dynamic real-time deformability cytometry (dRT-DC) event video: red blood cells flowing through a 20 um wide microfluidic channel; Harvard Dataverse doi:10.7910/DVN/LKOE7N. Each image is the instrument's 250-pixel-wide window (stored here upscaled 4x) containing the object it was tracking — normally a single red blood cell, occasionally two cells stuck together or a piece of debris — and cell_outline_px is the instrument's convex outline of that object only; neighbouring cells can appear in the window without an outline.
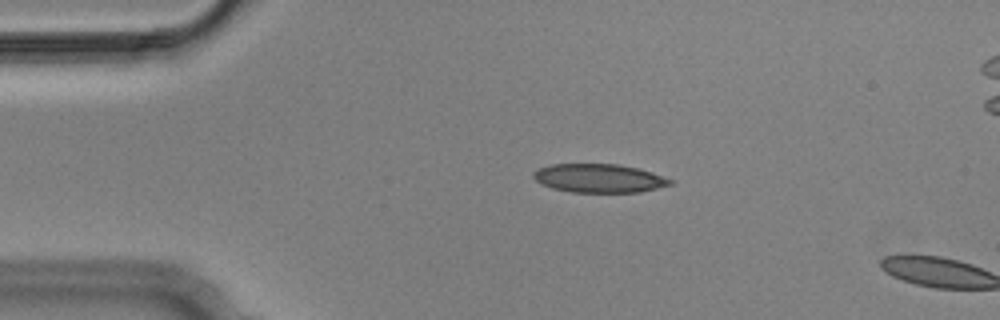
{"species": "Egyptian fruit bat (a non-hibernating species)", "species_latin": "Rousettus aegyptiacus", "temperature_condition": "cold", "stored_images_in_passage": 3, "camera_frame_rate_fps": 3000, "um_per_image_px": 0.085, "animal": {"sex": "male"}, "frame": {"image": 1, "passage_image": 2, "time_ms": 0.333, "image_size_px": [1000, 320], "cell_outline_px": [[672, 184], [640, 192], [572, 192], [552, 188], [540, 184], [532, 176], [532, 172], [540, 168], [552, 164], [620, 164], [652, 172], [672, 180]], "centroid_in_image_um": [50.89, 15.15], "position_along_channel_um": 34.1, "area_um2": 22.72}}